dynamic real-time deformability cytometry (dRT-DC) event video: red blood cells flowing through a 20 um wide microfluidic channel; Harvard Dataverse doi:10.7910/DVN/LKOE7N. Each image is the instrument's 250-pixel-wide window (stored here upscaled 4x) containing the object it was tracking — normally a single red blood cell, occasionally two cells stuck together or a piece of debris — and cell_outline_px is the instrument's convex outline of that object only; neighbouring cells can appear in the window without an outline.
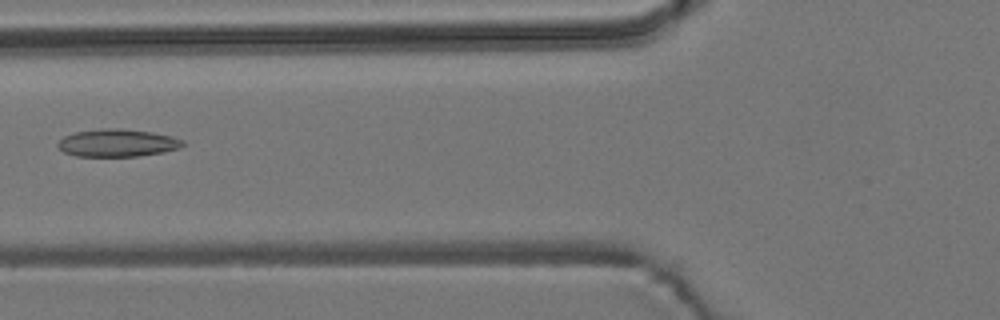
{"species": "common noctule bat (a hibernating species)", "species_latin": "Nyctalus noctula", "temperature_condition": "room temperature", "stored_images_in_passage": 6, "camera_frame_rate_fps": 3000, "um_per_image_px": 0.085, "animal": {"sex": "male", "body_mass_g": 19.2, "forearm_length_mm": 51.8}, "frame": {"image": 1, "passage_image": 6, "time_ms": 6.667, "image_size_px": [1000, 320], "cell_outline_px": [[188, 144], [180, 148], [164, 152], [136, 156], [76, 156], [64, 152], [56, 144], [64, 136], [76, 132], [104, 128], [120, 128], [152, 132], [172, 136], [184, 140]], "centroid_in_image_um": [10.03, 12.14], "position_along_channel_um": 115.8, "area_um2": 20.17}}